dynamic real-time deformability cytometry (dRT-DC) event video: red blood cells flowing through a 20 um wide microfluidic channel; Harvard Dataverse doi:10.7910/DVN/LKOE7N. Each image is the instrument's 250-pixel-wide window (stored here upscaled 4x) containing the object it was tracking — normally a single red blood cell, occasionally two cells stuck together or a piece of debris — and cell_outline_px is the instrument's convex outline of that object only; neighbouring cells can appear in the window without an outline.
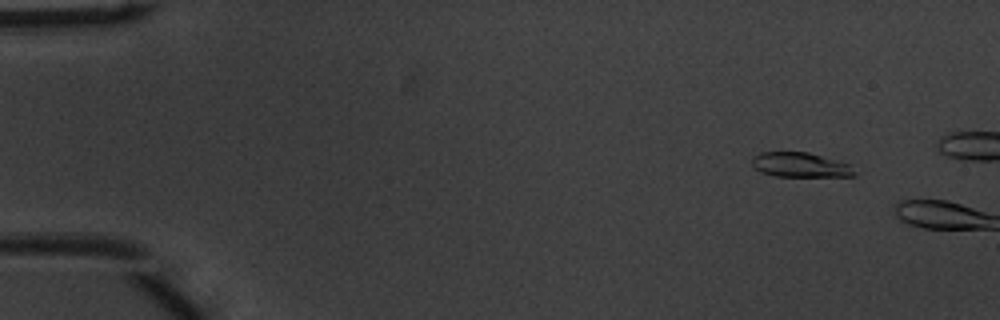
{"species": "common noctule bat (a hibernating species)", "species_latin": "Nyctalus noctula", "temperature_condition": "warm", "stored_images_in_passage": 3, "camera_frame_rate_fps": 3000, "um_per_image_px": 0.085, "animal": {"sex": "male", "body_mass_g": 20.1, "forearm_length_mm": 53.5}, "frame": {"image": 1, "passage_image": 1, "time_ms": 0.0, "image_size_px": [1000, 320], "cell_outline_px": [[856, 176], [776, 176], [764, 172], [756, 168], [752, 164], [752, 156], [760, 152], [808, 152], [848, 164], [856, 172]], "centroid_in_image_um": [68.01, 14.01], "position_along_channel_um": 17.0, "area_um2": 14.45}}